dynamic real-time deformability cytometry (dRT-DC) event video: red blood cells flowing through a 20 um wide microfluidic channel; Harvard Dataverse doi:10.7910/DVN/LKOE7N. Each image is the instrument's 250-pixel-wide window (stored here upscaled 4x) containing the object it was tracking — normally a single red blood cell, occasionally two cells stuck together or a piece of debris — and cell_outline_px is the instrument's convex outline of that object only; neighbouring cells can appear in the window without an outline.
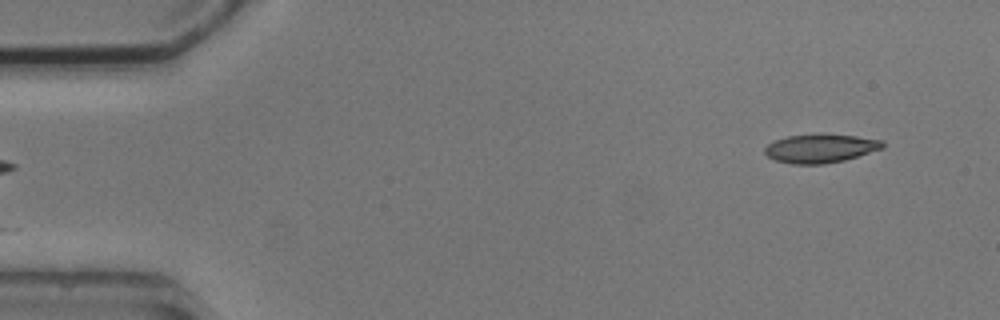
{"species": "common noctule bat (a hibernating species)", "species_latin": "Nyctalus noctula", "temperature_condition": "cold", "stored_images_in_passage": 5, "segment_of_instrument_passage": [2, 2], "camera_frame_rate_fps": 3000, "um_per_image_px": 0.085, "animal": {"sex": "male", "body_mass_g": 20.5, "forearm_length_mm": 52.5}, "frame": {"image": 1, "passage_image": 5, "time_ms": 5.333, "image_size_px": [1000, 320], "cell_outline_px": [[884, 148], [844, 160], [824, 164], [792, 164], [776, 160], [768, 156], [764, 152], [764, 148], [768, 144], [776, 140], [788, 136], [856, 136], [884, 140]], "centroid_in_image_um": [69.75, 12.64], "position_along_channel_um": 15.2, "area_um2": 19.02}}